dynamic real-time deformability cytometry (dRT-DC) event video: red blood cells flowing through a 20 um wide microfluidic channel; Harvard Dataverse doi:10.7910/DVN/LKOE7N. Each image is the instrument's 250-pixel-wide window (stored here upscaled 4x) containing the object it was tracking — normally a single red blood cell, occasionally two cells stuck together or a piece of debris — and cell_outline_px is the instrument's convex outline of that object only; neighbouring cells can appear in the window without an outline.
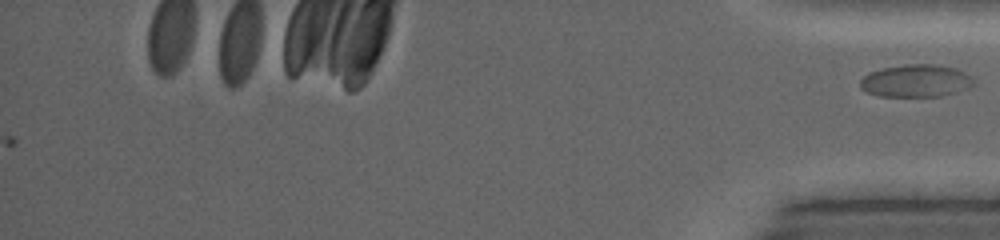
{"species": "common noctule bat (a hibernating species)", "species_latin": "Nyctalus noctula", "temperature_condition": "warm", "stored_images_in_passage": 20, "camera_frame_rate_fps": 5000, "um_per_image_px": 0.085, "animal": {"sex": "female", "body_mass_g": 19.0, "forearm_length_mm": 53.3}, "frame": {"image": 1, "passage_image": 20, "time_ms": 9.8, "image_size_px": [1000, 240], "cell_outline_px": [[972, 84], [968, 88], [944, 96], [880, 96], [868, 92], [860, 88], [860, 80], [868, 72], [884, 68], [904, 64], [936, 64], [956, 68], [964, 72], [972, 80]], "centroid_in_image_um": [77.82, 6.86], "position_along_channel_um": 357.4, "area_um2": 21.39}}